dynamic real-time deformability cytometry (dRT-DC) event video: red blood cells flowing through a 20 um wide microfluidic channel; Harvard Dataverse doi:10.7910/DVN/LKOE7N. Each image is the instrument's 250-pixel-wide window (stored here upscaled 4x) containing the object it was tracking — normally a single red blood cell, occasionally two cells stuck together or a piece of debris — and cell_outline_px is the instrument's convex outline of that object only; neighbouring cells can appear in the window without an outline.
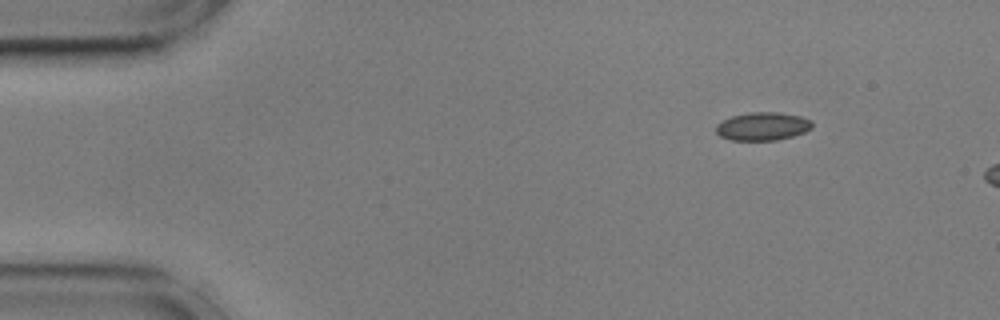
{"species": "common noctule bat (a hibernating species)", "species_latin": "Nyctalus noctula", "temperature_condition": "cold", "stored_images_in_passage": 7, "camera_frame_rate_fps": 3000, "um_per_image_px": 0.085, "animal": {"sex": "male", "body_mass_g": 17.9, "forearm_length_mm": 54.2}, "frame": {"image": 1, "passage_image": 1, "time_ms": 0.0, "image_size_px": [1000, 320], "cell_outline_px": [[812, 128], [804, 132], [792, 136], [776, 140], [732, 140], [720, 136], [716, 132], [716, 124], [732, 116], [752, 112], [776, 112], [800, 116], [812, 120]], "centroid_in_image_um": [64.83, 10.74], "position_along_channel_um": 20.2, "area_um2": 15.66}}